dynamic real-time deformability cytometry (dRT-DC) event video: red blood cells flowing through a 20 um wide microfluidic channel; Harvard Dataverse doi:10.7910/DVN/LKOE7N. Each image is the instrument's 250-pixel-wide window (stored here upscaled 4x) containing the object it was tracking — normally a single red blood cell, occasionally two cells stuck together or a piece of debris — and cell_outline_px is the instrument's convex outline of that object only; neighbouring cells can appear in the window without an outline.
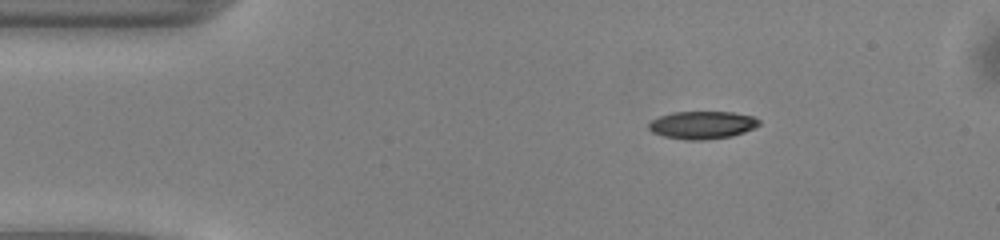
{"species": "common noctule bat (a hibernating species)", "species_latin": "Nyctalus noctula", "temperature_condition": "warm", "stored_images_in_passage": 43, "camera_frame_rate_fps": 3000, "um_per_image_px": 0.085, "animal": {"sex": "male", "body_mass_g": 13.0, "forearm_length_mm": 53.1}, "frame": {"image": 1, "passage_image": 1, "time_ms": 0.0, "image_size_px": [1000, 240], "cell_outline_px": [[760, 124], [744, 132], [732, 136], [704, 140], [684, 140], [664, 136], [652, 132], [648, 128], [648, 124], [652, 120], [660, 116], [672, 112], [732, 112], [752, 116], [760, 120]], "centroid_in_image_um": [59.67, 10.63], "position_along_channel_um": 25.3, "area_um2": 17.8}}
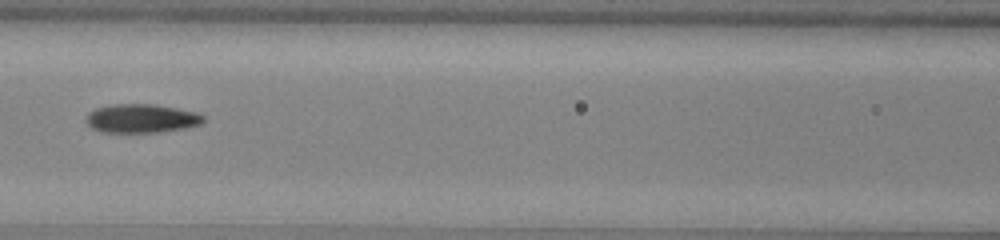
{"frame": {"image": 2, "passage_image": 15, "time_ms": 4.667, "image_size_px": [1000, 240], "cell_outline_px": [[204, 120], [200, 124], [184, 128], [156, 132], [104, 132], [92, 128], [84, 120], [88, 112], [96, 108], [112, 104], [152, 104], [176, 108], [196, 112], [204, 116]], "centroid_in_image_um": [11.99, 10.06], "position_along_channel_um": 154.6, "area_um2": 19.54}}
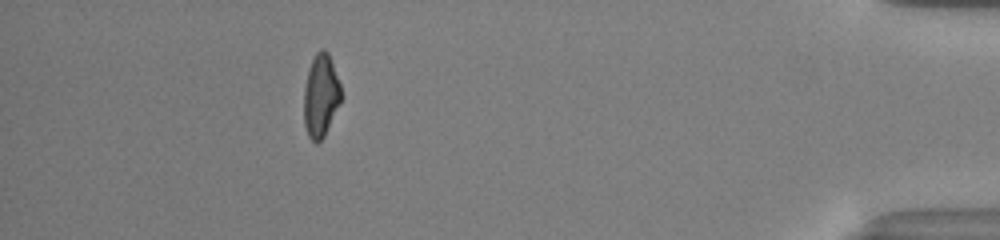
{"frame": {"image": 3, "passage_image": 38, "time_ms": 12.333, "image_size_px": [1000, 240], "cell_outline_px": [[344, 96], [324, 136], [316, 144], [308, 136], [304, 124], [304, 88], [308, 72], [312, 60], [316, 52], [320, 48], [324, 48], [328, 52], [340, 84]], "centroid_in_image_um": [27.29, 8.13], "position_along_channel_um": 407.9, "area_um2": 18.09}, "authors_computed_cell_mechanics": {"area_um2": 18.6694, "velocity_mm_per_s": 4.0951, "shape_relaxation_time_tau1_ms": 3.4144, "shape_relaxation_time_tau2_ms": 4.4169, "deformation_change_tau1": 0.152, "deformation_change_tau2": 0.1388}}